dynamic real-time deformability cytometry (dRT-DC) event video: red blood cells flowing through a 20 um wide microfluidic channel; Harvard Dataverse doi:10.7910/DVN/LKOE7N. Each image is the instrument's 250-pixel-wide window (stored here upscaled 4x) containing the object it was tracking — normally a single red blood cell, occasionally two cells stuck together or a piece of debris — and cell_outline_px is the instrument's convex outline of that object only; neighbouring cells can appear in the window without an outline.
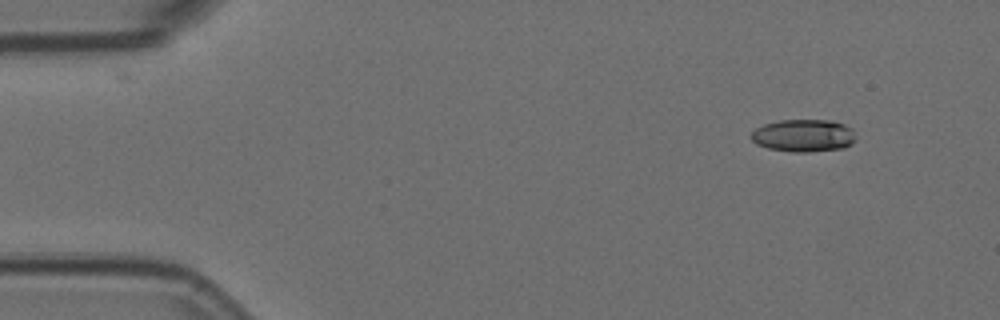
{"species": "Egyptian fruit bat (a non-hibernating species)", "species_latin": "Rousettus aegyptiacus", "temperature_condition": "room temperature", "stored_images_in_passage": 5, "segment_of_instrument_passage": [2, 2], "camera_frame_rate_fps": 3000, "um_per_image_px": 0.085, "animal": {"sex": "female"}, "frame": {"image": 1, "passage_image": 5, "time_ms": 1.333, "image_size_px": [1000, 320], "cell_outline_px": [[856, 140], [852, 144], [844, 148], [808, 152], [792, 152], [768, 148], [756, 144], [752, 140], [752, 132], [756, 128], [764, 124], [780, 120], [828, 120], [844, 124], [852, 128], [856, 136]], "centroid_in_image_um": [68.34, 11.53], "position_along_channel_um": 16.7, "area_um2": 19.94}}